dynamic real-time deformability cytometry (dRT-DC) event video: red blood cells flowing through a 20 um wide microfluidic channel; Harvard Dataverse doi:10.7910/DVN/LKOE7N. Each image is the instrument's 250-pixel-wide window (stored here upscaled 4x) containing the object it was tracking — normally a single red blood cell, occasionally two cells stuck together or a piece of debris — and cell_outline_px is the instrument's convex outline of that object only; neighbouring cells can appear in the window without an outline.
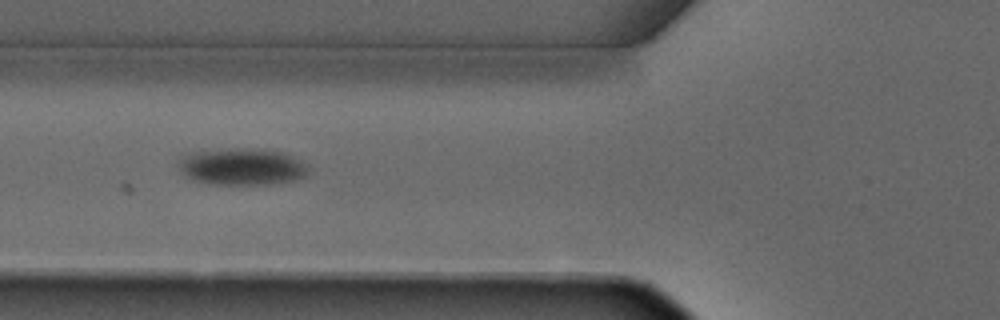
{"species": "common noctule bat (a hibernating species)", "species_latin": "Nyctalus noctula", "temperature_condition": "warm", "stored_images_in_passage": 3, "camera_frame_rate_fps": 3000, "um_per_image_px": 0.085, "animal": {"sex": "male", "forearm_length_mm": 52.5}, "frame": {"image": 1, "passage_image": 2, "time_ms": 2.333, "image_size_px": [1000, 320], "cell_outline_px": [[308, 172], [304, 176], [296, 180], [272, 184], [212, 184], [192, 180], [180, 172], [176, 164], [180, 156], [184, 152], [228, 148], [264, 148], [284, 152], [308, 164]], "centroid_in_image_um": [20.51, 14.14], "position_along_channel_um": 105.3, "area_um2": 28.73}}